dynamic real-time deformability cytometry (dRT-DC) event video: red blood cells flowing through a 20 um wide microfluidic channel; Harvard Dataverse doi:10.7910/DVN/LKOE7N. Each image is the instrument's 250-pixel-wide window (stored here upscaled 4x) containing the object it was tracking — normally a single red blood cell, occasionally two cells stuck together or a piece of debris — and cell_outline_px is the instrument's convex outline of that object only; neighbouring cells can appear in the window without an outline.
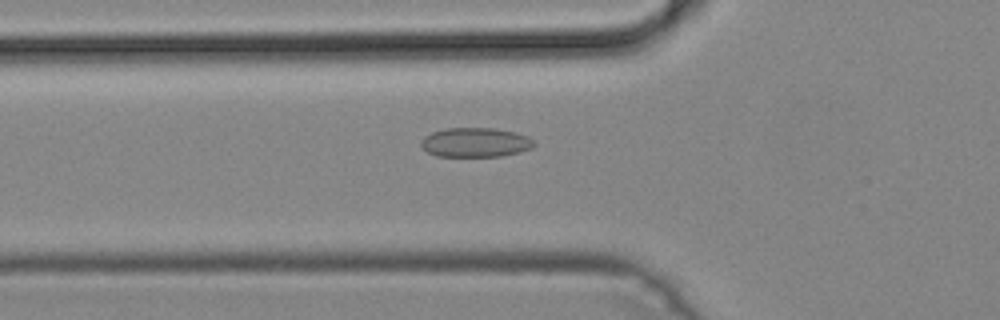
{"species": "common noctule bat (a hibernating species)", "species_latin": "Nyctalus noctula", "temperature_condition": "cold", "stored_images_in_passage": 49, "camera_frame_rate_fps": 3000, "um_per_image_px": 0.085, "animal": {"sex": "male", "body_mass_g": 19.2, "forearm_length_mm": 51.8}, "frame": {"image": 1, "passage_image": 17, "time_ms": 5.333, "image_size_px": [1000, 320], "cell_outline_px": [[536, 144], [532, 148], [520, 152], [500, 156], [436, 156], [428, 152], [420, 144], [424, 136], [432, 132], [444, 128], [496, 128], [516, 132], [528, 136], [536, 140]], "centroid_in_image_um": [40.45, 12.09], "position_along_channel_um": 85.3, "area_um2": 19.54}}
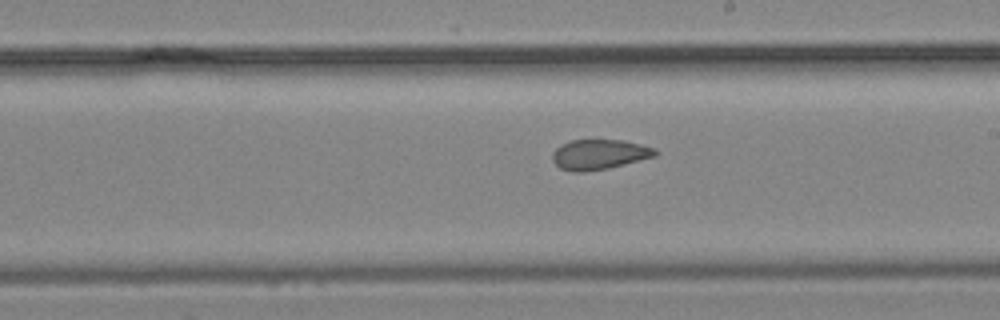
{"frame": {"image": 2, "passage_image": 28, "time_ms": 9.0, "image_size_px": [1000, 320], "cell_outline_px": [[660, 152], [656, 156], [608, 168], [584, 172], [572, 172], [560, 168], [552, 160], [552, 152], [560, 144], [572, 140], [624, 140], [656, 148]], "centroid_in_image_um": [50.94, 13.12], "position_along_channel_um": 238.1, "area_um2": 18.15}}
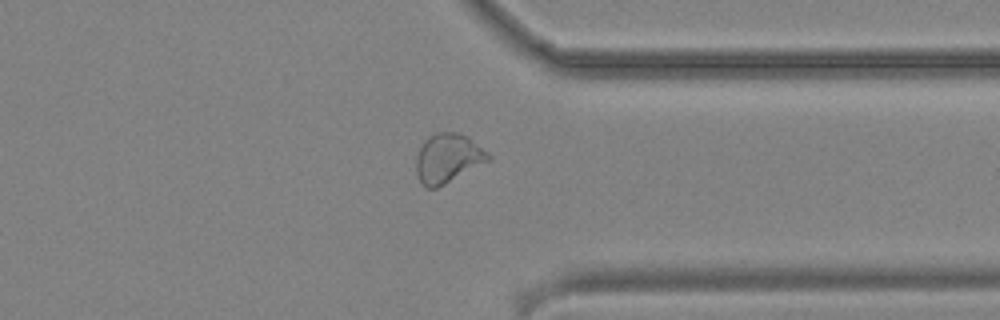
{"frame": {"image": 3, "passage_image": 38, "time_ms": 12.333, "image_size_px": [1000, 320], "cell_outline_px": [[492, 156], [488, 160], [444, 184], [436, 188], [424, 188], [420, 184], [416, 172], [416, 156], [424, 140], [428, 136], [436, 132], [456, 132], [468, 136], [488, 152]], "centroid_in_image_um": [38.02, 13.44], "position_along_channel_um": 373.4, "area_um2": 20.58}}